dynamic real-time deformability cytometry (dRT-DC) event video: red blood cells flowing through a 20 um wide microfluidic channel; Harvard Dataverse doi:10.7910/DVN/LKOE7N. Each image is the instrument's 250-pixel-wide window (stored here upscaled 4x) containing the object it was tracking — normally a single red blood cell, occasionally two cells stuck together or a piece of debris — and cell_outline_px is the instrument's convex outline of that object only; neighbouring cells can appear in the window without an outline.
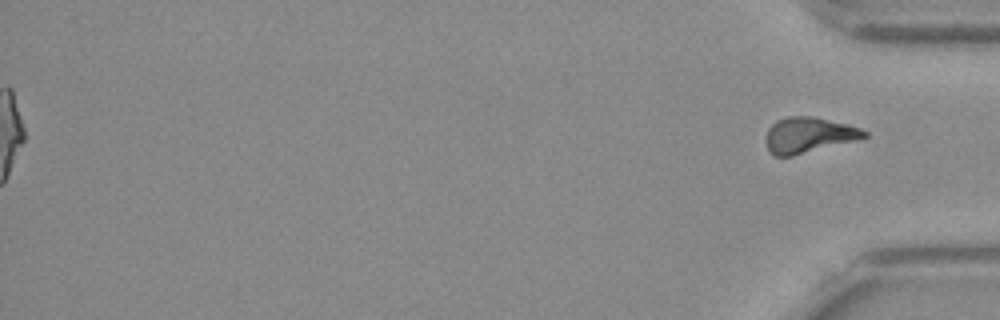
{"species": "Egyptian fruit bat (a non-hibernating species)", "species_latin": "Rousettus aegyptiacus", "temperature_condition": "warm", "stored_images_in_passage": 55, "segment_of_instrument_passage": [2, 2], "camera_frame_rate_fps": 3000, "um_per_image_px": 0.085, "frame": {"image": 1, "passage_image": 55, "time_ms": 18.0, "image_size_px": [1000, 320], "cell_outline_px": [[868, 136], [856, 140], [792, 156], [772, 156], [768, 152], [764, 140], [768, 128], [776, 120], [788, 116], [812, 116], [848, 124], [860, 128], [868, 132]], "centroid_in_image_um": [68.68, 11.48], "position_along_channel_um": 366.5, "area_um2": 20.58}}